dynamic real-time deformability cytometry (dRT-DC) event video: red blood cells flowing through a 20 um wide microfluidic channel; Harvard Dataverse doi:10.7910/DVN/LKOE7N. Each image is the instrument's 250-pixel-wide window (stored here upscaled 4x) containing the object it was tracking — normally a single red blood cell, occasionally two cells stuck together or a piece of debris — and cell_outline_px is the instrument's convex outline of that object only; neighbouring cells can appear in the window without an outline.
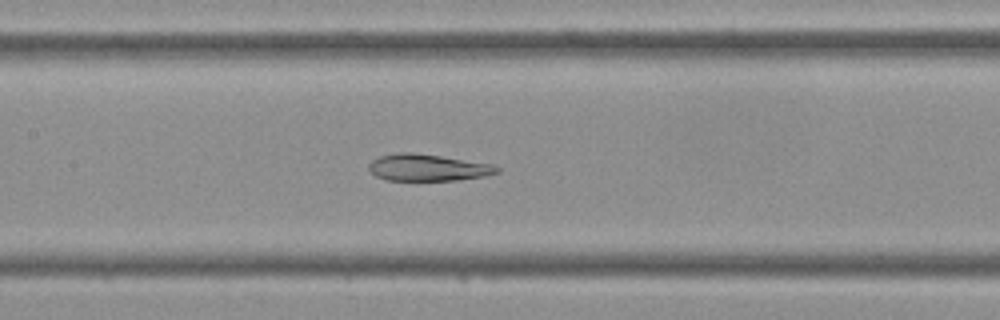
{"species": "Egyptian fruit bat (a non-hibernating species)", "species_latin": "Rousettus aegyptiacus", "temperature_condition": "cold", "stored_images_in_passage": 43, "camera_frame_rate_fps": 3000, "um_per_image_px": 0.085, "frame": {"image": 1, "passage_image": 20, "time_ms": 6.333, "image_size_px": [1000, 320], "cell_outline_px": [[500, 172], [484, 176], [456, 180], [388, 180], [376, 176], [368, 168], [368, 164], [372, 160], [380, 156], [396, 152], [412, 152], [440, 156], [492, 164], [500, 168]], "centroid_in_image_um": [36.35, 14.24], "position_along_channel_um": 171.1, "area_um2": 19.88}}
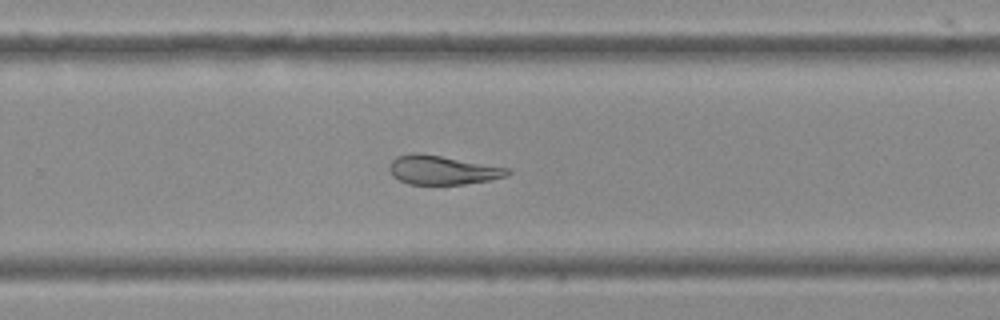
{"frame": {"image": 2, "passage_image": 28, "time_ms": 9.0, "image_size_px": [1000, 320], "cell_outline_px": [[512, 172], [508, 176], [488, 180], [464, 184], [408, 184], [392, 176], [388, 168], [392, 160], [396, 156], [416, 152], [440, 156], [508, 168]], "centroid_in_image_um": [37.57, 14.45], "position_along_channel_um": 292.2, "area_um2": 19.77}}
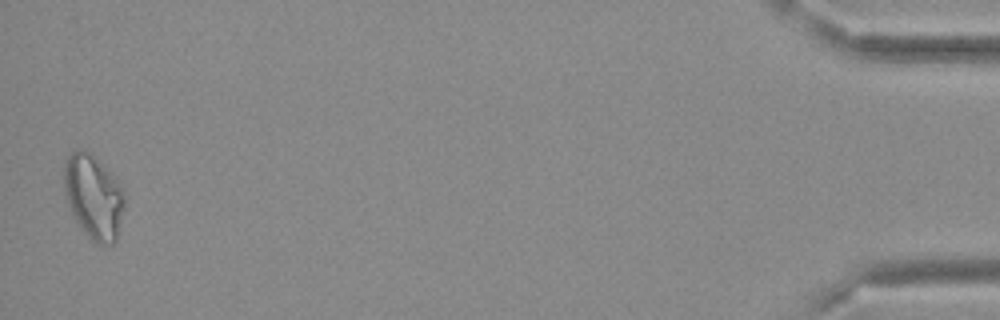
{"frame": {"image": 3, "passage_image": 43, "time_ms": 14.0, "image_size_px": [1000, 320], "cell_outline_px": [[124, 208], [116, 240], [112, 244], [96, 244], [80, 228], [68, 204], [64, 192], [64, 160], [76, 148], [80, 148], [88, 152], [116, 176], [124, 200]], "centroid_in_image_um": [7.93, 16.72], "position_along_channel_um": 427.3, "area_um2": 29.54}}